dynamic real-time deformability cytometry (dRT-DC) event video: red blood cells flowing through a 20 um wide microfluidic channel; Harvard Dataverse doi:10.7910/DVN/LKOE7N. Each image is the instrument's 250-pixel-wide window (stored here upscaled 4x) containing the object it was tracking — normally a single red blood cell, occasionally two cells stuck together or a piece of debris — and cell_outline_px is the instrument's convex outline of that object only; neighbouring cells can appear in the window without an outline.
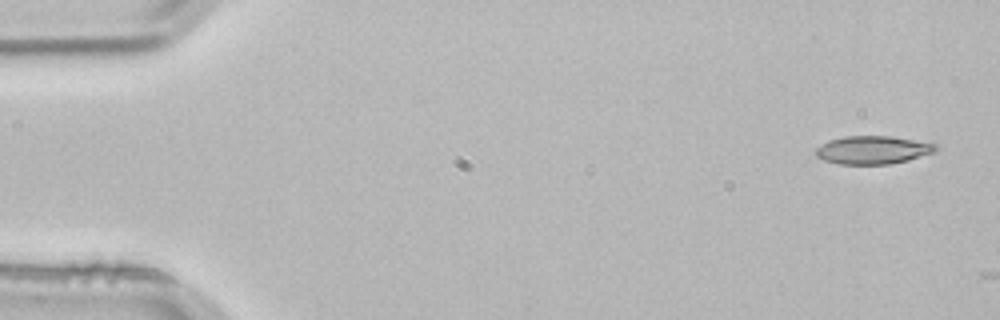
{"species": "common noctule bat (a hibernating species)", "species_latin": "Nyctalus noctula", "temperature_condition": "room temperature", "stored_images_in_passage": 2, "camera_frame_rate_fps": 3000, "um_per_image_px": 0.085, "animal": {"sex": "male", "body_mass_g": 21.5, "forearm_length_mm": 52.0}, "frame": {"image": 1, "passage_image": 1, "time_ms": 0.0, "image_size_px": [1000, 320], "cell_outline_px": [[936, 152], [908, 160], [888, 164], [840, 164], [824, 160], [816, 156], [816, 148], [828, 140], [844, 136], [892, 136], [936, 144]], "centroid_in_image_um": [74.18, 12.74], "position_along_channel_um": 10.8, "area_um2": 19.59}}